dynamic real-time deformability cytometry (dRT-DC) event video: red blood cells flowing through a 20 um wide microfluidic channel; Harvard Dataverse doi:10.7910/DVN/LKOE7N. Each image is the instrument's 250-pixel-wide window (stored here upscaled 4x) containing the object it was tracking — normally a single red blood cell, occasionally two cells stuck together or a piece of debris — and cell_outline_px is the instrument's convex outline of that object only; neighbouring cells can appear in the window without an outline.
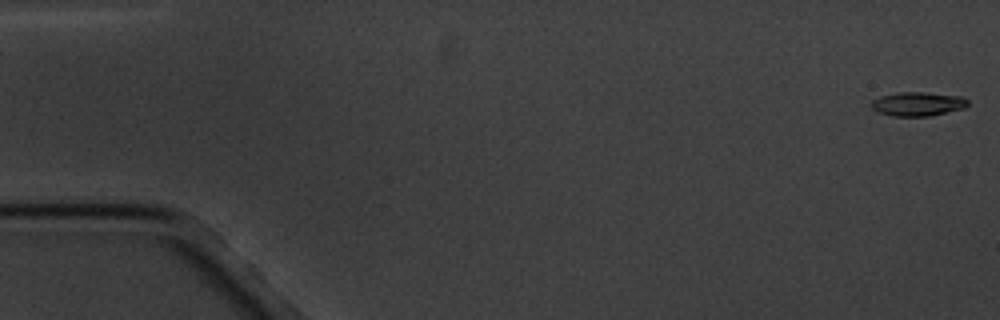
{"species": "common noctule bat (a hibernating species)", "species_latin": "Nyctalus noctula", "temperature_condition": "cold", "stored_images_in_passage": 6, "camera_frame_rate_fps": 3000, "um_per_image_px": 0.085, "animal": {"sex": "male", "body_mass_g": 20.1, "forearm_length_mm": 53.5}, "frame": {"image": 1, "passage_image": 1, "time_ms": 0.0, "image_size_px": [1000, 320], "cell_outline_px": [[968, 104], [964, 108], [928, 116], [892, 116], [880, 112], [872, 108], [868, 104], [872, 100], [880, 96], [900, 92], [924, 92], [964, 96], [968, 100]], "centroid_in_image_um": [78.0, 8.82], "position_along_channel_um": 7.0, "area_um2": 13.53}}
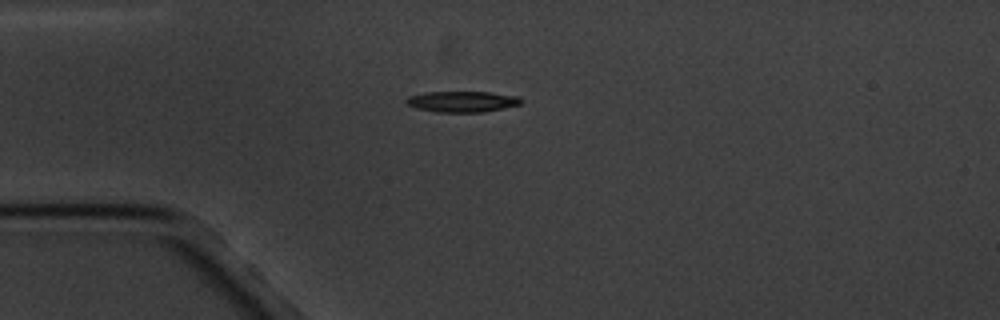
{"frame": {"image": 2, "passage_image": 5, "time_ms": 4.667, "image_size_px": [1000, 320], "cell_outline_px": [[524, 100], [520, 104], [504, 108], [484, 112], [436, 112], [416, 108], [408, 104], [404, 100], [408, 96], [424, 92], [488, 92], [520, 96]], "centroid_in_image_um": [39.3, 8.63], "position_along_channel_um": 45.7, "area_um2": 14.1}}